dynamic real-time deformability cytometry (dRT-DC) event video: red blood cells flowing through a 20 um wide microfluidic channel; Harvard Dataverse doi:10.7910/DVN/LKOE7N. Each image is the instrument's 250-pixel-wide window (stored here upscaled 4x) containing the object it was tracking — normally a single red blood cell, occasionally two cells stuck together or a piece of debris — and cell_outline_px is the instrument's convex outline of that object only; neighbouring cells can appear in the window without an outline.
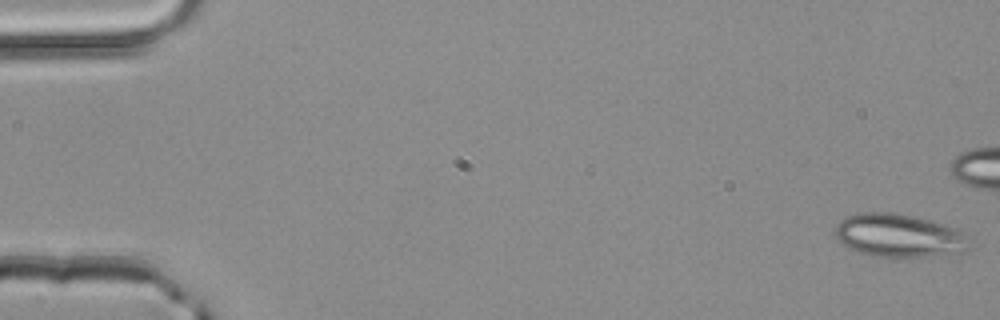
{"species": "common noctule bat (a hibernating species)", "species_latin": "Nyctalus noctula", "temperature_condition": "room temperature", "stored_images_in_passage": 5, "camera_frame_rate_fps": 3000, "um_per_image_px": 0.085, "animal": {"sex": "male", "body_mass_g": 20.4}, "frame": {"image": 1, "passage_image": 1, "time_ms": 0.0, "image_size_px": [1000, 320], "cell_outline_px": [[968, 248], [960, 252], [924, 256], [872, 256], [848, 248], [836, 236], [836, 224], [840, 220], [848, 216], [860, 212], [892, 212], [912, 216], [944, 224], [956, 228], [960, 232]], "centroid_in_image_um": [76.32, 20.0], "position_along_channel_um": 8.7, "area_um2": 32.89}}